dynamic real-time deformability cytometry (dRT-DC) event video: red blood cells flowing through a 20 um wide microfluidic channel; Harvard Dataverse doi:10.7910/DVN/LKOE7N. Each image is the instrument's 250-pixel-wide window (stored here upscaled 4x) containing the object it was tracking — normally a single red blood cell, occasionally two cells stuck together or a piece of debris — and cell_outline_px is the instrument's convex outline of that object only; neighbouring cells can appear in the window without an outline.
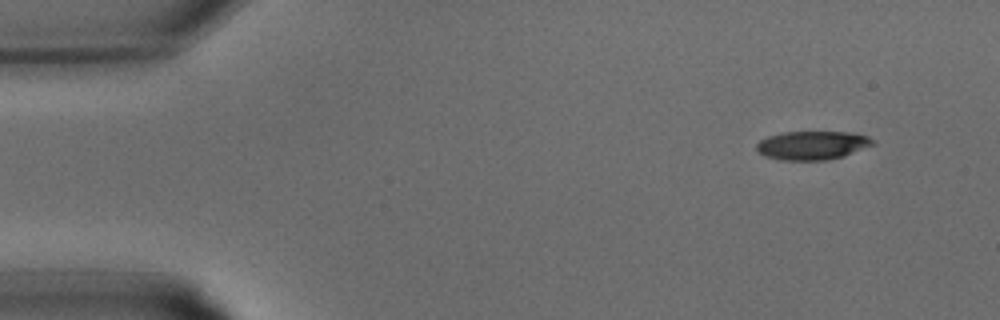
{"species": "common noctule bat (a hibernating species)", "species_latin": "Nyctalus noctula", "temperature_condition": "warm", "stored_images_in_passage": 30, "camera_frame_rate_fps": 3000, "um_per_image_px": 0.085, "animal": {"sex": "male", "body_mass_g": 15.6}, "frame": {"image": 1, "passage_image": 1, "time_ms": 0.0, "image_size_px": [1000, 320], "cell_outline_px": [[876, 144], [844, 156], [828, 160], [784, 160], [764, 156], [756, 148], [756, 144], [760, 140], [768, 136], [784, 132], [852, 132], [868, 136], [876, 140]], "centroid_in_image_um": [69.1, 12.35], "position_along_channel_um": 15.9, "area_um2": 19.54}}
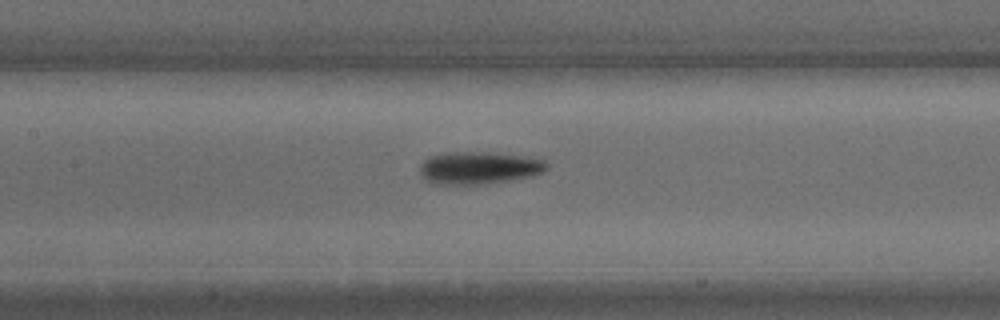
{"frame": {"image": 2, "passage_image": 13, "time_ms": 4.0, "image_size_px": [1000, 320], "cell_outline_px": [[548, 168], [544, 172], [532, 176], [512, 180], [480, 184], [432, 184], [420, 172], [420, 164], [428, 156], [456, 152], [488, 152], [528, 156], [544, 160], [548, 164]], "centroid_in_image_um": [40.76, 14.26], "position_along_channel_um": 166.6, "area_um2": 24.04}}
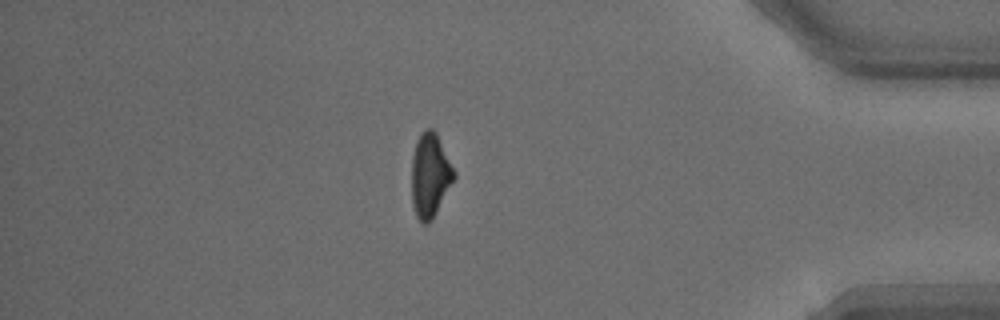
{"frame": {"image": 3, "passage_image": 26, "time_ms": 8.333, "image_size_px": [1000, 320], "cell_outline_px": [[456, 176], [432, 220], [428, 224], [424, 224], [416, 216], [412, 204], [412, 156], [416, 140], [420, 132], [424, 128], [432, 128], [436, 132], [456, 172]], "centroid_in_image_um": [36.55, 14.87], "position_along_channel_um": 398.6, "area_um2": 20.92}}